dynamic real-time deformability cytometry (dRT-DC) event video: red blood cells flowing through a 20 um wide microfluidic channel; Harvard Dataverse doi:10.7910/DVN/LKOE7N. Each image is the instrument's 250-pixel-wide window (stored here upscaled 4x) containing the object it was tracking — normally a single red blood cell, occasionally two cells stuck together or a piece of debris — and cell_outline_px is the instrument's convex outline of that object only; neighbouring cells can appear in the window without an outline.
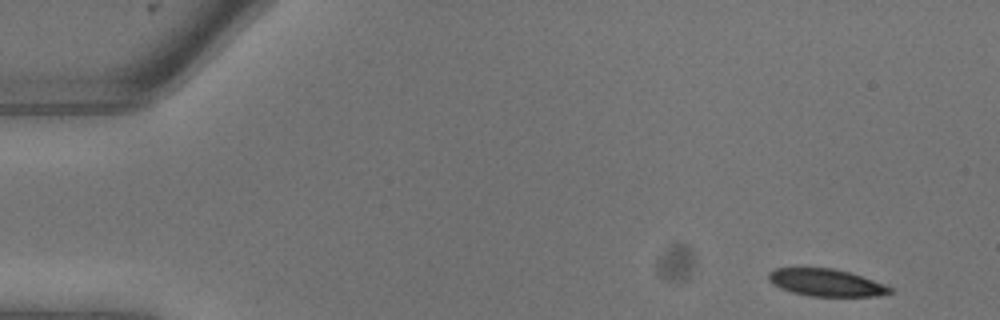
{"species": "common noctule bat (a hibernating species)", "species_latin": "Nyctalus noctula", "temperature_condition": "warm", "stored_images_in_passage": 12, "camera_frame_rate_fps": 3000, "um_per_image_px": 0.085, "animal": {"sex": "male", "body_mass_g": 13.3}, "frame": {"image": 1, "passage_image": 1, "time_ms": 0.0, "image_size_px": [1000, 320], "cell_outline_px": [[892, 292], [880, 296], [808, 296], [792, 292], [780, 288], [772, 284], [768, 280], [768, 272], [776, 268], [832, 268], [852, 272], [884, 284], [892, 288]], "centroid_in_image_um": [70.21, 24.02], "position_along_channel_um": 14.8, "area_um2": 19.42}}
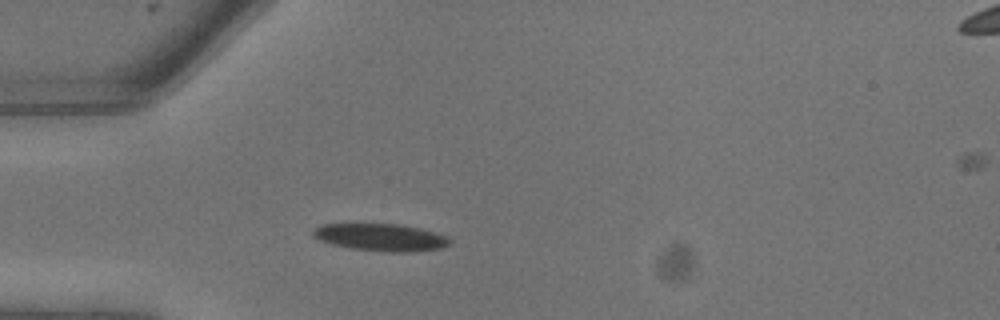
{"frame": {"image": 2, "passage_image": 6, "time_ms": 1.667, "image_size_px": [1000, 320], "cell_outline_px": [[452, 244], [440, 248], [412, 252], [392, 252], [352, 248], [332, 244], [320, 240], [312, 236], [312, 228], [320, 224], [364, 220], [400, 224], [420, 228], [448, 236], [452, 240]], "centroid_in_image_um": [32.3, 20.1], "position_along_channel_um": 52.7, "area_um2": 23.0}}
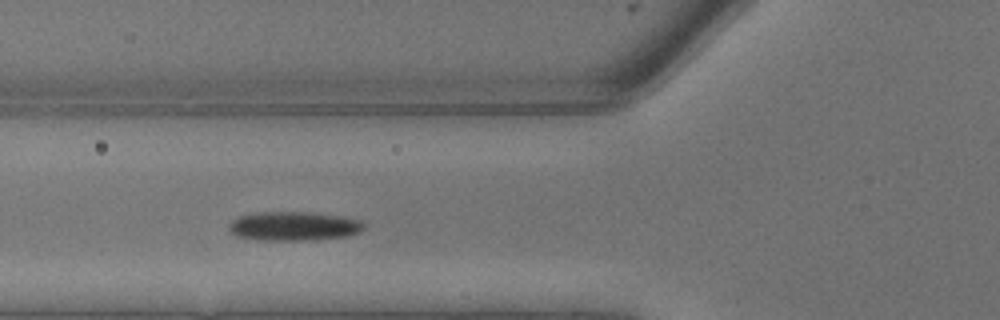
{"frame": {"image": 3, "passage_image": 8, "time_ms": 2.333, "image_size_px": [1000, 320], "cell_outline_px": [[364, 228], [360, 232], [344, 236], [316, 240], [260, 240], [236, 236], [228, 228], [228, 224], [232, 220], [240, 216], [256, 212], [308, 212], [344, 216], [364, 220]], "centroid_in_image_um": [25.0, 19.21], "position_along_channel_um": 100.8, "area_um2": 23.06}}